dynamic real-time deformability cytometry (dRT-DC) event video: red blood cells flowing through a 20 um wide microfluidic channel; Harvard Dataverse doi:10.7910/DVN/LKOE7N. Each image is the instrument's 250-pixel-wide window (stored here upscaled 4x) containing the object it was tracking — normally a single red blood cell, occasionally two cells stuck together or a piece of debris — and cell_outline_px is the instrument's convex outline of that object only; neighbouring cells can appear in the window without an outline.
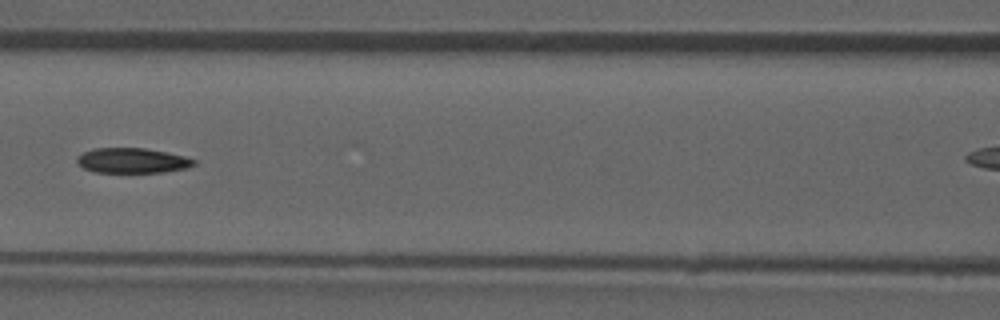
{"species": "common noctule bat (a hibernating species)", "species_latin": "Nyctalus noctula", "temperature_condition": "room temperature", "stored_images_in_passage": 8, "camera_frame_rate_fps": 3000, "um_per_image_px": 0.085, "animal": {"sex": "male", "forearm_length_mm": 52.5}, "frame": {"image": 1, "passage_image": 6, "time_ms": 6.0, "image_size_px": [1000, 320], "cell_outline_px": [[196, 164], [188, 168], [164, 172], [92, 172], [84, 168], [76, 160], [76, 156], [92, 148], [144, 148], [168, 152], [184, 156], [196, 160]], "centroid_in_image_um": [11.26, 13.64], "position_along_channel_um": 155.3, "area_um2": 17.17}}